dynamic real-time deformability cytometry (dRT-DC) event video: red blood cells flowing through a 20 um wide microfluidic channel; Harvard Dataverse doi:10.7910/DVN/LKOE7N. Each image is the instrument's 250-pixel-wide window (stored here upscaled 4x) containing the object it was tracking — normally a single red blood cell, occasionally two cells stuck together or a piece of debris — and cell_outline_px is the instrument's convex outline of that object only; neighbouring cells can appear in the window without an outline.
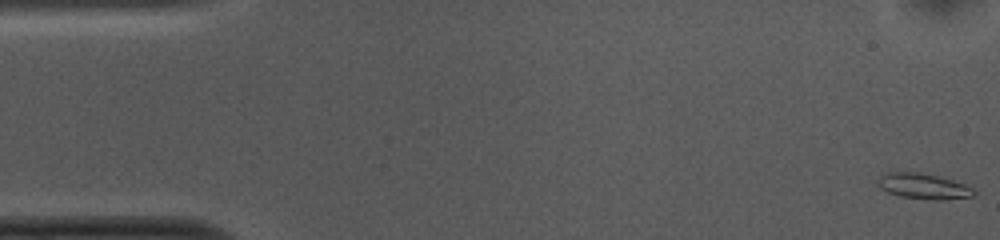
{"species": "common noctule bat (a hibernating species)", "species_latin": "Nyctalus noctula", "temperature_condition": "cold", "stored_images_in_passage": 53, "camera_frame_rate_fps": 3000, "um_per_image_px": 0.085, "animal": {"sex": "female", "body_mass_g": 10.0, "forearm_length_mm": 53.1}, "frame": {"image": 1, "passage_image": 1, "time_ms": 0.0, "image_size_px": [1000, 240], "cell_outline_px": [[976, 192], [972, 196], [944, 200], [936, 200], [900, 196], [888, 192], [880, 188], [876, 184], [880, 176], [888, 172], [920, 172], [952, 180], [964, 184], [972, 188]], "centroid_in_image_um": [78.47, 15.83], "position_along_channel_um": 6.5, "area_um2": 14.16}}
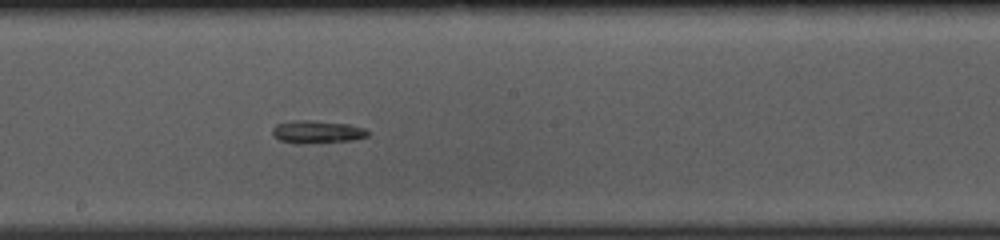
{"frame": {"image": 2, "passage_image": 28, "time_ms": 9.0, "image_size_px": [1000, 240], "cell_outline_px": [[368, 136], [352, 140], [304, 144], [296, 144], [280, 140], [272, 136], [272, 128], [276, 124], [296, 120], [312, 120], [348, 124], [364, 128], [368, 132]], "centroid_in_image_um": [26.9, 11.21], "position_along_channel_um": 221.3, "area_um2": 12.72}}
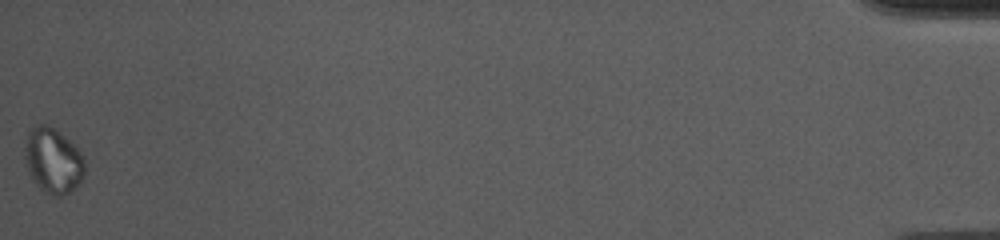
{"frame": {"image": 3, "passage_image": 53, "time_ms": 17.333, "image_size_px": [1000, 240], "cell_outline_px": [[84, 176], [80, 184], [64, 196], [52, 196], [44, 192], [32, 180], [24, 156], [24, 148], [28, 132], [32, 128], [40, 124], [48, 124], [68, 140], [84, 156]], "centroid_in_image_um": [4.51, 13.69], "position_along_channel_um": 430.7, "area_um2": 22.77}}